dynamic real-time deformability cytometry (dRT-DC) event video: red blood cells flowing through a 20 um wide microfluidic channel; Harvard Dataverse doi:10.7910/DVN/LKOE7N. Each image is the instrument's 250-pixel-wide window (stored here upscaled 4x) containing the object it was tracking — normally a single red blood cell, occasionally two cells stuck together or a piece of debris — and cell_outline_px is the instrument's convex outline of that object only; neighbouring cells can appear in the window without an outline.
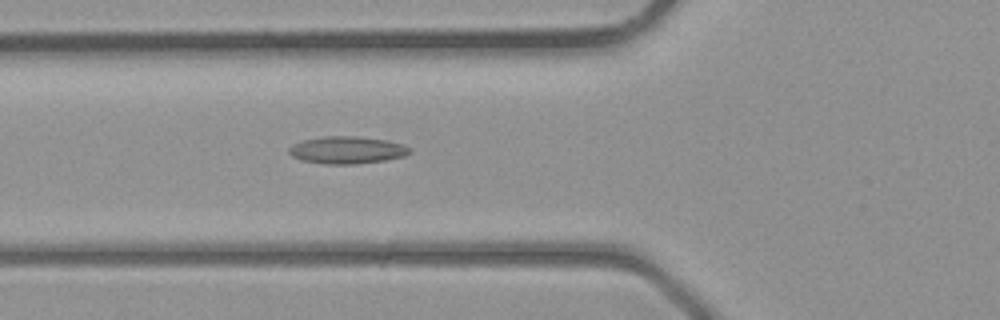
{"species": "common noctule bat (a hibernating species)", "species_latin": "Nyctalus noctula", "temperature_condition": "room temperature", "stored_images_in_passage": 38, "camera_frame_rate_fps": 3000, "um_per_image_px": 0.085, "animal": {"sex": "male", "body_mass_g": 23.1, "forearm_length_mm": 52.7}, "frame": {"image": 1, "passage_image": 15, "time_ms": 4.667, "image_size_px": [1000, 320], "cell_outline_px": [[412, 152], [404, 156], [384, 160], [356, 164], [324, 164], [300, 160], [292, 156], [288, 152], [288, 148], [292, 144], [304, 140], [324, 136], [360, 136], [384, 140], [404, 144], [412, 148]], "centroid_in_image_um": [29.5, 12.75], "position_along_channel_um": 96.3, "area_um2": 19.36}}
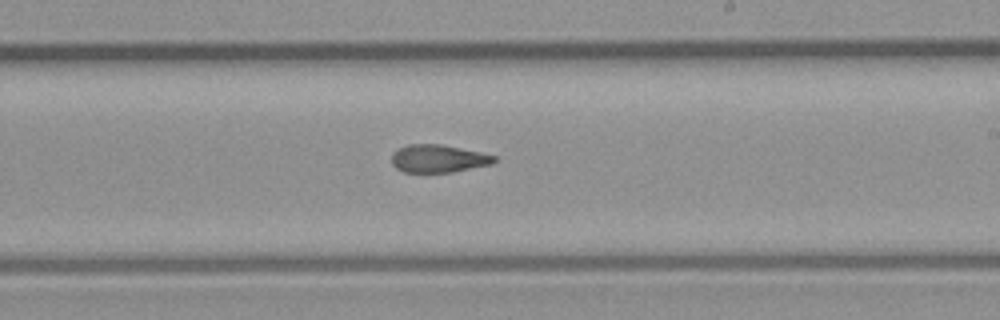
{"frame": {"image": 2, "passage_image": 24, "time_ms": 7.667, "image_size_px": [1000, 320], "cell_outline_px": [[496, 160], [492, 164], [452, 172], [404, 172], [396, 168], [392, 164], [392, 152], [396, 148], [408, 144], [440, 144], [480, 152], [496, 156]], "centroid_in_image_um": [37.22, 13.47], "position_along_channel_um": 251.8, "area_um2": 16.65}}
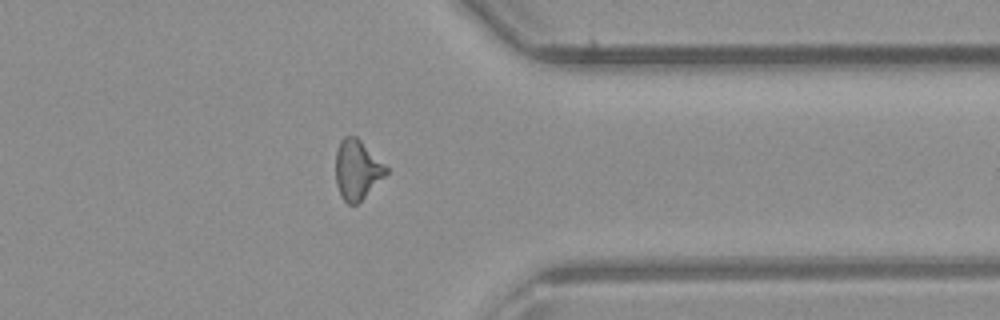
{"frame": {"image": 3, "passage_image": 32, "time_ms": 10.333, "image_size_px": [1000, 320], "cell_outline_px": [[388, 172], [356, 204], [348, 204], [340, 196], [336, 184], [336, 152], [340, 140], [344, 136], [356, 136], [388, 168]], "centroid_in_image_um": [30.32, 14.41], "position_along_channel_um": 381.1, "area_um2": 17.17}}